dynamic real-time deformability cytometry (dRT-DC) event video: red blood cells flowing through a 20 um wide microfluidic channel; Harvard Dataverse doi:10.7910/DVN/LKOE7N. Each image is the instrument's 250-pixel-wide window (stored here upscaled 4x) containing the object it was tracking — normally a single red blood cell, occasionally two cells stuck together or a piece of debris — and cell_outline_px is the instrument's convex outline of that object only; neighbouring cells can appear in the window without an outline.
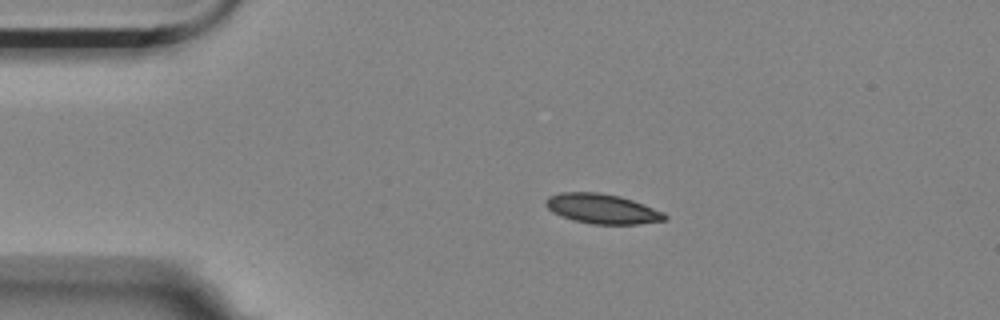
{"species": "Egyptian fruit bat (a non-hibernating species)", "species_latin": "Rousettus aegyptiacus", "temperature_condition": "room temperature", "stored_images_in_passage": 9, "camera_frame_rate_fps": 3000, "um_per_image_px": 0.085, "animal": {"sex": "female"}, "frame": {"image": 1, "passage_image": 4, "time_ms": 1.0, "image_size_px": [1000, 320], "cell_outline_px": [[668, 220], [640, 224], [592, 224], [576, 220], [552, 212], [544, 204], [544, 200], [548, 196], [560, 192], [596, 192], [620, 196], [644, 204], [664, 212], [668, 216]], "centroid_in_image_um": [51.21, 17.74], "position_along_channel_um": 33.8, "area_um2": 20.69}}
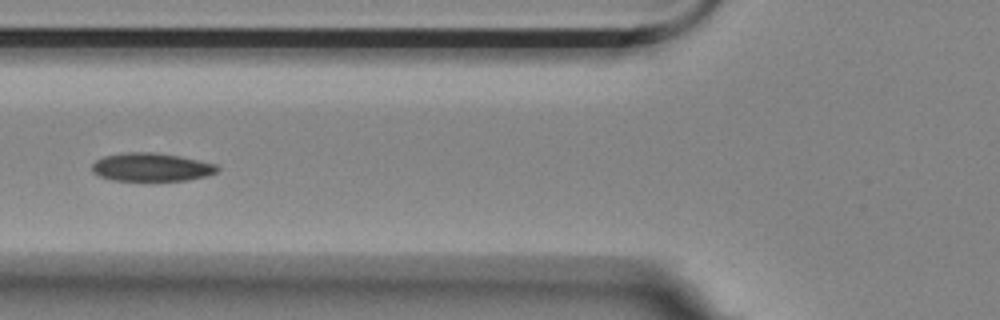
{"frame": {"image": 2, "passage_image": 7, "time_ms": 2.0, "image_size_px": [1000, 320], "cell_outline_px": [[220, 168], [216, 172], [204, 176], [184, 180], [112, 180], [100, 176], [92, 172], [92, 164], [96, 160], [104, 156], [124, 152], [156, 152], [216, 164]], "centroid_in_image_um": [12.81, 14.2], "position_along_channel_um": 113.0, "area_um2": 20.35}}
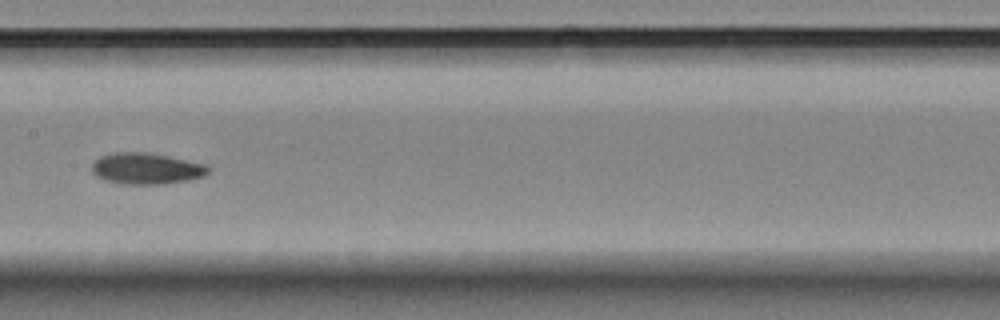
{"frame": {"image": 3, "passage_image": 9, "time_ms": 2.667, "image_size_px": [1000, 320], "cell_outline_px": [[208, 172], [204, 176], [188, 180], [164, 184], [120, 184], [104, 180], [96, 176], [92, 172], [92, 164], [100, 156], [112, 152], [148, 152], [168, 156], [204, 164], [208, 168]], "centroid_in_image_um": [12.39, 14.33], "position_along_channel_um": 195.0, "area_um2": 21.21}}